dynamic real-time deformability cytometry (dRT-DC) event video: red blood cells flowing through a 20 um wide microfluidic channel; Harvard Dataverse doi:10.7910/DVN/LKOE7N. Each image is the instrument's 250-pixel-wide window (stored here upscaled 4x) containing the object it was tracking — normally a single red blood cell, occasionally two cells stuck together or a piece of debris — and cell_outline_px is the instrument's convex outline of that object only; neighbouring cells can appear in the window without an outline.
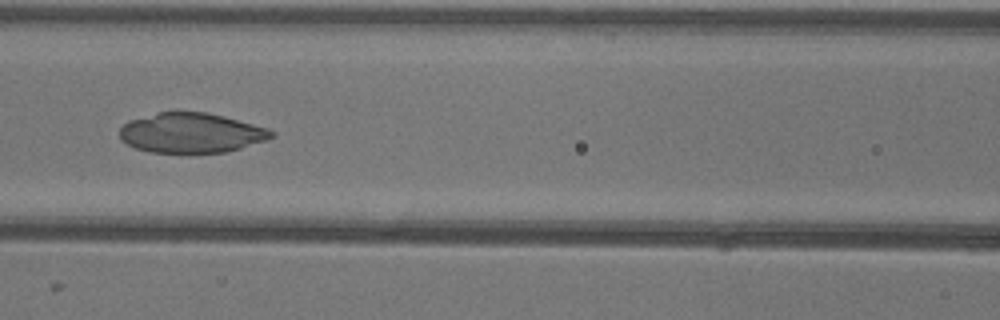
{"species": "common noctule bat (a hibernating species)", "species_latin": "Nyctalus noctula", "temperature_condition": "warm", "stored_images_in_passage": 51, "camera_frame_rate_fps": 3000, "um_per_image_px": 0.085, "animal": {"sex": "female"}, "frame": {"image": 1, "passage_image": 22, "time_ms": 7.0, "image_size_px": [1000, 320], "cell_outline_px": [[276, 136], [268, 140], [240, 148], [224, 152], [148, 152], [136, 148], [120, 140], [120, 128], [128, 120], [160, 112], [208, 112], [224, 116], [268, 128], [276, 132]], "centroid_in_image_um": [16.28, 11.29], "position_along_channel_um": 150.3, "area_um2": 35.26}}
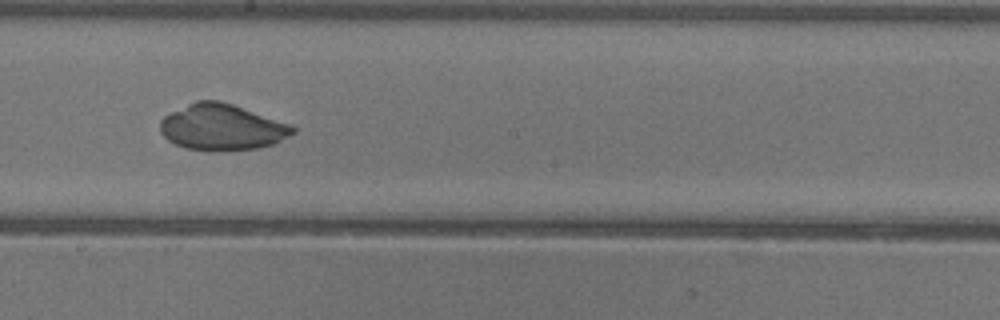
{"frame": {"image": 2, "passage_image": 28, "time_ms": 9.0, "image_size_px": [1000, 320], "cell_outline_px": [[296, 132], [272, 144], [256, 148], [216, 152], [184, 148], [168, 140], [160, 132], [160, 120], [164, 116], [196, 100], [220, 100], [232, 104], [288, 124], [296, 128]], "centroid_in_image_um": [18.82, 10.83], "position_along_channel_um": 229.4, "area_um2": 35.37}}
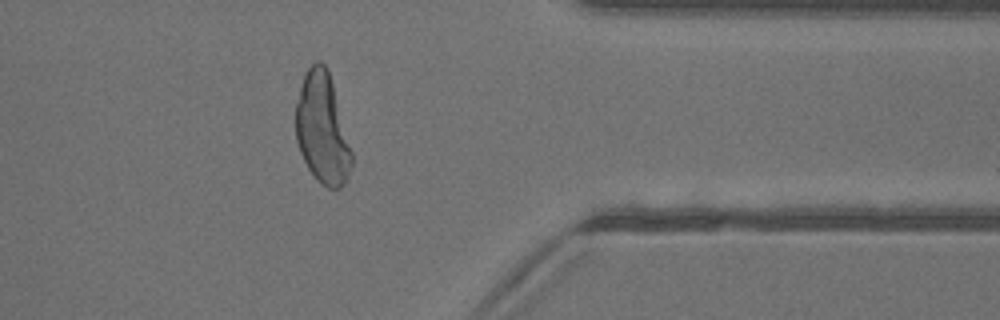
{"frame": {"image": 3, "passage_image": 41, "time_ms": 13.333, "image_size_px": [1000, 320], "cell_outline_px": [[352, 164], [344, 184], [340, 188], [328, 188], [320, 184], [316, 180], [308, 168], [300, 152], [296, 140], [296, 104], [300, 88], [304, 76], [308, 68], [316, 60], [320, 60], [328, 68], [352, 152]], "centroid_in_image_um": [27.39, 10.95], "position_along_channel_um": 384.0, "area_um2": 35.84}}